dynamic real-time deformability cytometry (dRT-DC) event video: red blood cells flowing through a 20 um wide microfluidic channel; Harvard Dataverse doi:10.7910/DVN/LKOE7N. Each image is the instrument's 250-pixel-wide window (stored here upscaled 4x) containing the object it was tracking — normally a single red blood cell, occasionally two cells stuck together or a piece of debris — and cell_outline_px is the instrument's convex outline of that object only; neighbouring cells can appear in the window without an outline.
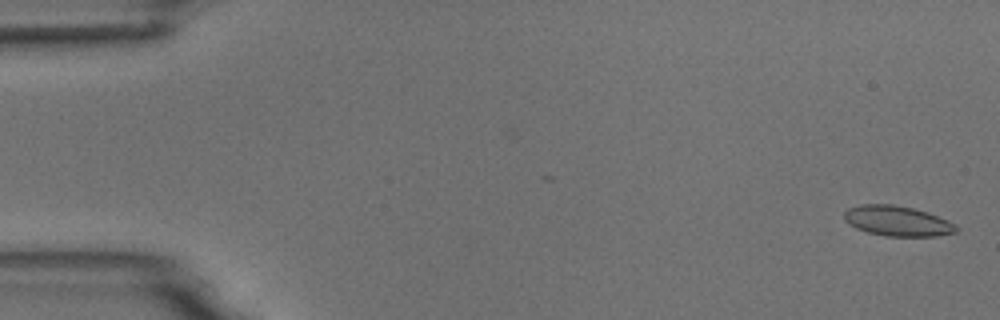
{"species": "common noctule bat (a hibernating species)", "species_latin": "Nyctalus noctula", "temperature_condition": "room temperature", "stored_images_in_passage": 54, "camera_frame_rate_fps": 3000, "um_per_image_px": 0.085, "animal": {"sex": "male", "body_mass_g": 18.8}, "frame": {"image": 1, "passage_image": 1, "time_ms": 0.0, "image_size_px": [1000, 320], "cell_outline_px": [[960, 228], [956, 232], [936, 236], [884, 236], [868, 232], [856, 228], [848, 224], [844, 220], [844, 212], [848, 208], [860, 204], [892, 204], [912, 208], [928, 212], [948, 220], [956, 224]], "centroid_in_image_um": [76.28, 18.78], "position_along_channel_um": 8.7, "area_um2": 19.88}}
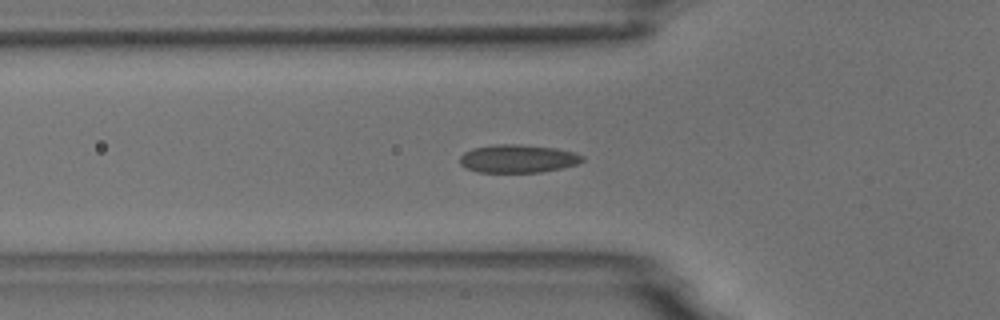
{"frame": {"image": 2, "passage_image": 18, "time_ms": 5.667, "image_size_px": [1000, 320], "cell_outline_px": [[584, 160], [576, 164], [544, 172], [476, 172], [460, 164], [460, 156], [464, 152], [472, 148], [492, 144], [516, 144], [556, 148], [572, 152], [584, 156]], "centroid_in_image_um": [43.99, 13.48], "position_along_channel_um": 81.8, "area_um2": 20.06}}
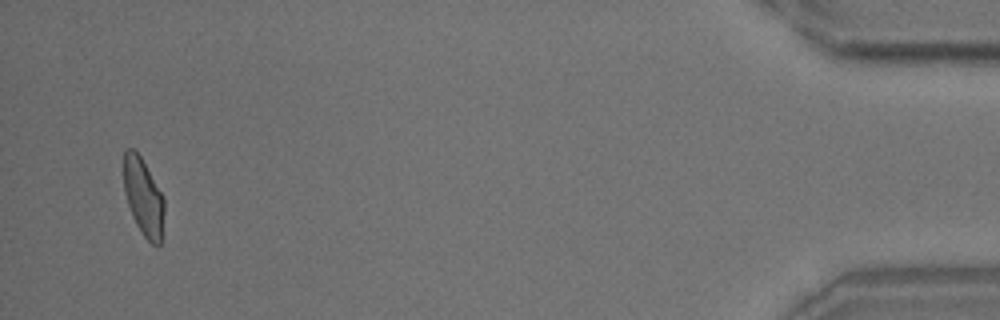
{"frame": {"image": 3, "passage_image": 52, "time_ms": 17.0, "image_size_px": [1000, 320], "cell_outline_px": [[164, 212], [160, 244], [156, 248], [144, 236], [136, 224], [132, 216], [124, 192], [124, 152], [128, 148], [132, 148], [140, 156], [164, 196]], "centroid_in_image_um": [12.2, 16.77], "position_along_channel_um": 423.0, "area_um2": 18.21}, "authors_computed_cell_mechanics": {"area_um2": 19.3341, "velocity_mm_per_s": 3.7212, "shape_relaxation_time_tau1_ms": 6.7141, "shape_relaxation_time_tau2_ms": 0.9459, "deformation_change_tau1": 0.1474, "deformation_change_tau2": 0.0582}}